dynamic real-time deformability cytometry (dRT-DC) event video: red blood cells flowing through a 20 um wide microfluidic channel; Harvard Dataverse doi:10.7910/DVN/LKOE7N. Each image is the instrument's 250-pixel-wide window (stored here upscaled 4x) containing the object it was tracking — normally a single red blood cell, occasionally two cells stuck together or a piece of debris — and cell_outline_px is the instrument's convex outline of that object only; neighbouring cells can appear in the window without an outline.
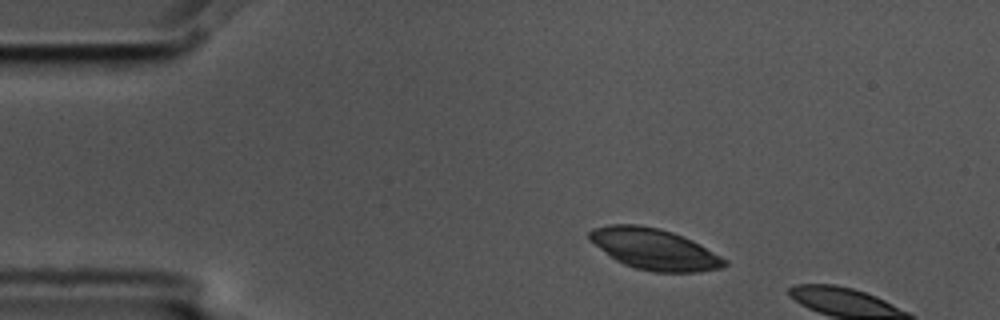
{"species": "common noctule bat (a hibernating species)", "species_latin": "Nyctalus noctula", "temperature_condition": "cold", "stored_images_in_passage": 2, "camera_frame_rate_fps": 3000, "um_per_image_px": 0.085, "animal": {"sex": "male", "body_mass_g": 17.5, "forearm_length_mm": 52.3}, "frame": {"image": 1, "passage_image": 1, "time_ms": 0.0, "image_size_px": [1000, 320], "cell_outline_px": [[728, 264], [724, 268], [696, 272], [652, 272], [636, 268], [624, 264], [616, 260], [588, 240], [588, 232], [592, 228], [608, 224], [640, 224], [660, 228], [672, 232], [692, 240], [700, 244], [728, 260]], "centroid_in_image_um": [55.62, 21.17], "position_along_channel_um": 29.4, "area_um2": 32.54}}